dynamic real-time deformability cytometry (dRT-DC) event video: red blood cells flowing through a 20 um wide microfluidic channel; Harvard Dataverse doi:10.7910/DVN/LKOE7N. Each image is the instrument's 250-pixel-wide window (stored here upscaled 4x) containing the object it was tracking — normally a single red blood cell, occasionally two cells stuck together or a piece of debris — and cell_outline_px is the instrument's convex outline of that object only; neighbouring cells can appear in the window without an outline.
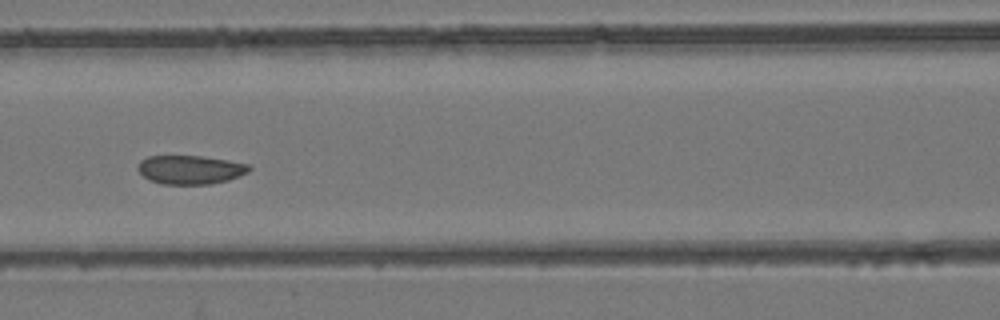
{"species": "common noctule bat (a hibernating species)", "species_latin": "Nyctalus noctula", "temperature_condition": "room temperature", "stored_images_in_passage": 8, "camera_frame_rate_fps": 3000, "um_per_image_px": 0.085, "animal": {"sex": "female", "body_mass_g": 24.6, "forearm_length_mm": 56.2}, "frame": {"image": 1, "passage_image": 8, "time_ms": 8.0, "image_size_px": [1000, 320], "cell_outline_px": [[252, 168], [248, 172], [228, 180], [212, 184], [160, 184], [148, 180], [136, 168], [140, 160], [148, 156], [200, 156], [228, 160], [248, 164]], "centroid_in_image_um": [16.15, 14.42], "position_along_channel_um": 150.5, "area_um2": 18.73}}